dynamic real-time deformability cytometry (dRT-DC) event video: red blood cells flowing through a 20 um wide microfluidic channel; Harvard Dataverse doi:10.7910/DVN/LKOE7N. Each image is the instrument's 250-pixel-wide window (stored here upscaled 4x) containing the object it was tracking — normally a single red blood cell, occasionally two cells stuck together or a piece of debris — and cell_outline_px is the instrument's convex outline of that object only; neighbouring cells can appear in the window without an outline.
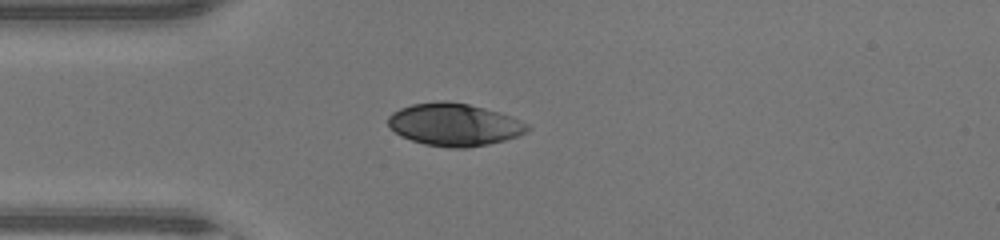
{"species": "human", "species_latin": "Homo sapiens", "temperature_condition": "warm", "stored_images_in_passage": 35, "camera_frame_rate_fps": 3000, "um_per_image_px": 0.085, "donor": {"sex": "male"}, "frame": {"image": 1, "passage_image": 1, "time_ms": 0.0, "image_size_px": [1000, 240], "cell_outline_px": [[532, 128], [528, 132], [504, 140], [488, 144], [468, 148], [448, 148], [424, 144], [400, 136], [388, 124], [388, 116], [392, 112], [400, 108], [412, 104], [444, 100], [468, 104], [500, 112], [512, 116], [528, 124]], "centroid_in_image_um": [38.63, 10.59], "position_along_channel_um": 46.4, "area_um2": 34.62}}
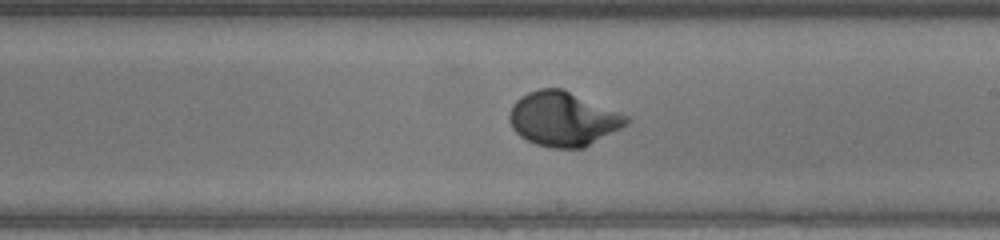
{"frame": {"image": 2, "passage_image": 15, "time_ms": 4.667, "image_size_px": [1000, 240], "cell_outline_px": [[628, 124], [584, 148], [552, 148], [536, 144], [520, 136], [512, 128], [508, 116], [512, 104], [516, 100], [528, 92], [540, 88], [564, 88], [620, 112], [628, 116]], "centroid_in_image_um": [47.86, 10.1], "position_along_channel_um": 241.1, "area_um2": 37.11}}
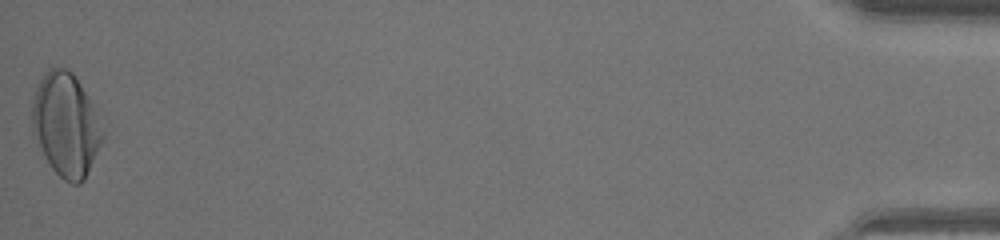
{"frame": {"image": 3, "passage_image": 35, "time_ms": 11.333, "image_size_px": [1000, 240], "cell_outline_px": [[104, 136], [84, 180], [80, 184], [72, 184], [64, 180], [52, 168], [44, 156], [32, 132], [32, 100], [36, 88], [44, 72], [48, 68], [68, 68], [72, 72], [80, 84], [92, 104], [104, 128]], "centroid_in_image_um": [5.59, 10.6], "position_along_channel_um": 429.6, "area_um2": 42.25}, "authors_computed_cell_mechanics": {"area_um2": 36.0672, "velocity_mm_per_s": 4.4381, "shape_relaxation_time_tau1_ms": 2.4382, "shape_relaxation_time_tau2_ms": null, "deformation_change_tau1": 0.1842, "deformation_change_tau2": null}}